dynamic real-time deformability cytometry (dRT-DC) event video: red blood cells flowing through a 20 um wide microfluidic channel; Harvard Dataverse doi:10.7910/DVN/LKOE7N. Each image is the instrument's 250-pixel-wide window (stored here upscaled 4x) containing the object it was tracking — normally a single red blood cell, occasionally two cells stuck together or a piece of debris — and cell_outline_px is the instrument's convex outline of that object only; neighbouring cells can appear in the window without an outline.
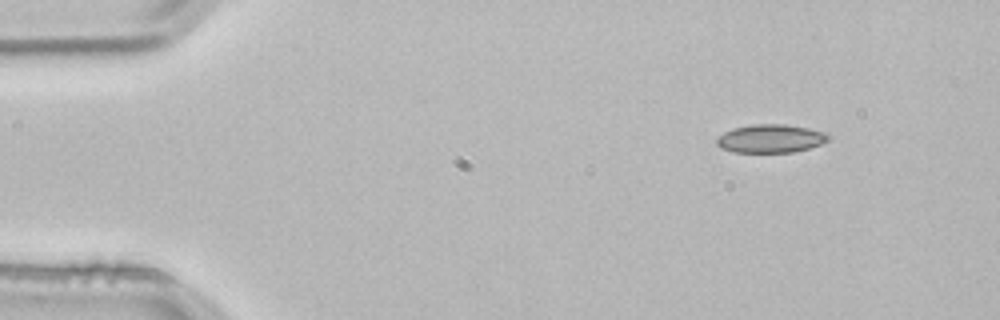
{"species": "common noctule bat (a hibernating species)", "species_latin": "Nyctalus noctula", "temperature_condition": "room temperature", "stored_images_in_passage": 4, "segment_of_instrument_passage": [1, 2], "camera_frame_rate_fps": 3000, "um_per_image_px": 0.085, "animal": {"sex": "male", "body_mass_g": 21.5, "forearm_length_mm": 52.0}, "frame": {"image": 1, "passage_image": 1, "time_ms": 0.0, "image_size_px": [1000, 320], "cell_outline_px": [[828, 140], [820, 144], [808, 148], [792, 152], [732, 152], [720, 148], [716, 144], [716, 140], [724, 132], [732, 128], [752, 124], [784, 124], [808, 128], [824, 132], [828, 136]], "centroid_in_image_um": [65.45, 11.77], "position_along_channel_um": 19.6, "area_um2": 18.32}}
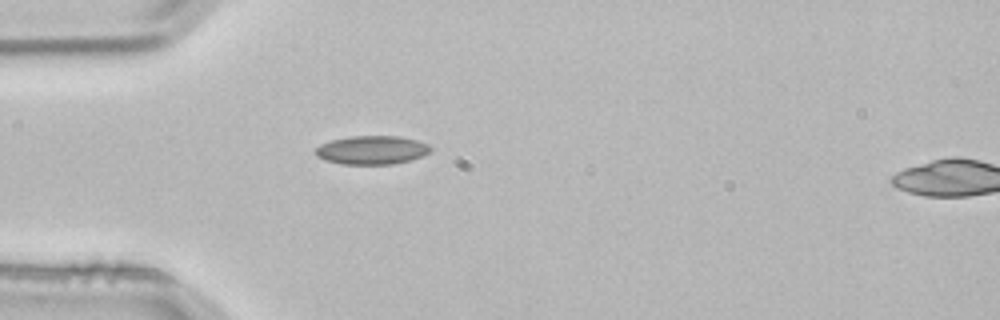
{"frame": {"image": 2, "passage_image": 3, "time_ms": 0.667, "image_size_px": [1000, 320], "cell_outline_px": [[432, 148], [424, 156], [412, 160], [392, 164], [340, 164], [324, 160], [316, 156], [316, 148], [320, 144], [332, 140], [352, 136], [396, 136], [416, 140], [428, 144]], "centroid_in_image_um": [31.61, 12.76], "position_along_channel_um": 53.4, "area_um2": 19.19}}